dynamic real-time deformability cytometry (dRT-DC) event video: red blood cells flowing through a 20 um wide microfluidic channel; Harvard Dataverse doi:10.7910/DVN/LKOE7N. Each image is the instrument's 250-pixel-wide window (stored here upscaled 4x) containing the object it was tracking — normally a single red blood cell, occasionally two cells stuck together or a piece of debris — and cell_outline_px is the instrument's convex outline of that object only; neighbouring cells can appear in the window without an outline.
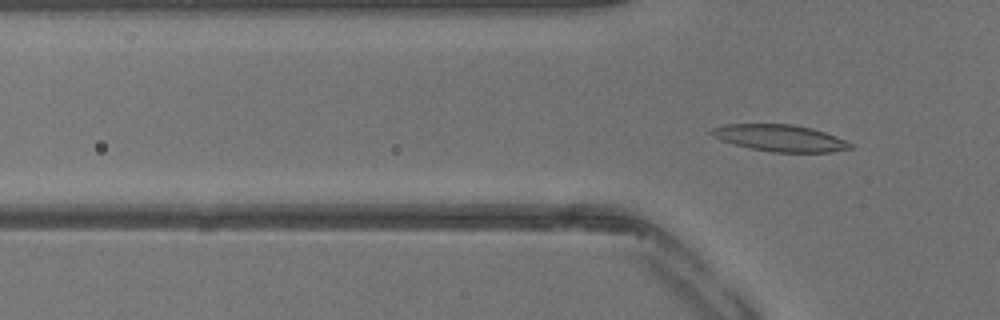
{"species": "common noctule bat (a hibernating species)", "species_latin": "Nyctalus noctula", "temperature_condition": "warm", "stored_images_in_passage": 2, "camera_frame_rate_fps": 3000, "um_per_image_px": 0.085, "animal": {"sex": "male", "body_mass_g": 13.3}, "frame": {"image": 1, "passage_image": 2, "time_ms": 0.333, "image_size_px": [1000, 320], "cell_outline_px": [[856, 148], [832, 152], [772, 152], [732, 144], [720, 140], [712, 136], [708, 132], [712, 128], [724, 124], [792, 124], [812, 128], [836, 136], [852, 144]], "centroid_in_image_um": [66.29, 11.73], "position_along_channel_um": 59.5, "area_um2": 21.73}}